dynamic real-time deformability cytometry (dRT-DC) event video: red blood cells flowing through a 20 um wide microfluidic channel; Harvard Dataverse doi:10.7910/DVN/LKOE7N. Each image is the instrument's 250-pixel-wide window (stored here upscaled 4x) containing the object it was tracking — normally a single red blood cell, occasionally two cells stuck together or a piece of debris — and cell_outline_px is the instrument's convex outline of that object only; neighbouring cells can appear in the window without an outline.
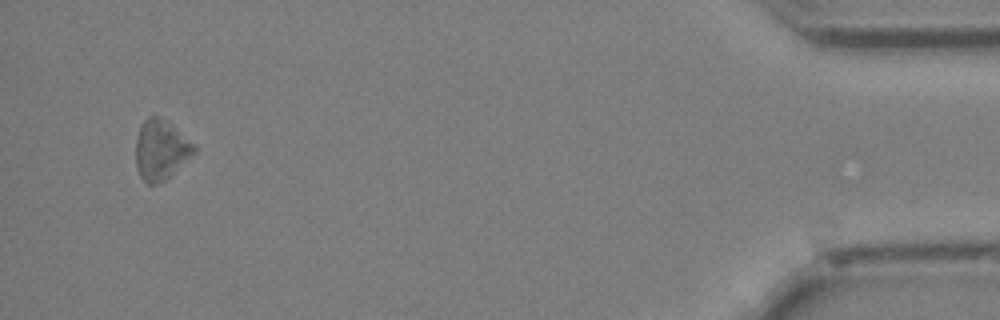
{"species": "Egyptian fruit bat (a non-hibernating species)", "species_latin": "Rousettus aegyptiacus", "temperature_condition": "cold", "stored_images_in_passage": 45, "camera_frame_rate_fps": 3000, "um_per_image_px": 0.085, "animal": {"sex": "female"}, "frame": {"image": 1, "passage_image": 45, "time_ms": 14.667, "image_size_px": [1000, 320], "cell_outline_px": [[196, 152], [164, 180], [156, 184], [148, 184], [140, 176], [136, 164], [136, 136], [140, 124], [148, 116], [160, 116], [172, 124], [196, 144]], "centroid_in_image_um": [13.67, 12.69], "position_along_channel_um": 421.5, "area_um2": 20.46}}